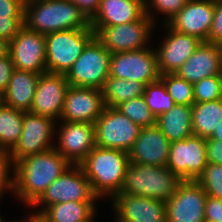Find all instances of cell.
<instances>
[{
	"label": "cell",
	"instance_id": "cell-7",
	"mask_svg": "<svg viewBox=\"0 0 222 222\" xmlns=\"http://www.w3.org/2000/svg\"><path fill=\"white\" fill-rule=\"evenodd\" d=\"M111 53L94 37L66 74L70 86L101 90L109 77Z\"/></svg>",
	"mask_w": 222,
	"mask_h": 222
},
{
	"label": "cell",
	"instance_id": "cell-24",
	"mask_svg": "<svg viewBox=\"0 0 222 222\" xmlns=\"http://www.w3.org/2000/svg\"><path fill=\"white\" fill-rule=\"evenodd\" d=\"M40 74L15 69L4 91L5 105L27 112L31 109Z\"/></svg>",
	"mask_w": 222,
	"mask_h": 222
},
{
	"label": "cell",
	"instance_id": "cell-35",
	"mask_svg": "<svg viewBox=\"0 0 222 222\" xmlns=\"http://www.w3.org/2000/svg\"><path fill=\"white\" fill-rule=\"evenodd\" d=\"M193 92L195 103L222 99V75L203 78L193 84Z\"/></svg>",
	"mask_w": 222,
	"mask_h": 222
},
{
	"label": "cell",
	"instance_id": "cell-40",
	"mask_svg": "<svg viewBox=\"0 0 222 222\" xmlns=\"http://www.w3.org/2000/svg\"><path fill=\"white\" fill-rule=\"evenodd\" d=\"M207 163L222 165V141L206 139Z\"/></svg>",
	"mask_w": 222,
	"mask_h": 222
},
{
	"label": "cell",
	"instance_id": "cell-26",
	"mask_svg": "<svg viewBox=\"0 0 222 222\" xmlns=\"http://www.w3.org/2000/svg\"><path fill=\"white\" fill-rule=\"evenodd\" d=\"M156 125L171 143L192 136V106L175 104L156 118Z\"/></svg>",
	"mask_w": 222,
	"mask_h": 222
},
{
	"label": "cell",
	"instance_id": "cell-34",
	"mask_svg": "<svg viewBox=\"0 0 222 222\" xmlns=\"http://www.w3.org/2000/svg\"><path fill=\"white\" fill-rule=\"evenodd\" d=\"M188 2L189 0H145L144 14L152 20L155 26L156 15H165L162 25L167 24Z\"/></svg>",
	"mask_w": 222,
	"mask_h": 222
},
{
	"label": "cell",
	"instance_id": "cell-9",
	"mask_svg": "<svg viewBox=\"0 0 222 222\" xmlns=\"http://www.w3.org/2000/svg\"><path fill=\"white\" fill-rule=\"evenodd\" d=\"M96 146L129 152L140 127L116 107H104L95 121Z\"/></svg>",
	"mask_w": 222,
	"mask_h": 222
},
{
	"label": "cell",
	"instance_id": "cell-42",
	"mask_svg": "<svg viewBox=\"0 0 222 222\" xmlns=\"http://www.w3.org/2000/svg\"><path fill=\"white\" fill-rule=\"evenodd\" d=\"M91 19L99 8L100 0H72Z\"/></svg>",
	"mask_w": 222,
	"mask_h": 222
},
{
	"label": "cell",
	"instance_id": "cell-31",
	"mask_svg": "<svg viewBox=\"0 0 222 222\" xmlns=\"http://www.w3.org/2000/svg\"><path fill=\"white\" fill-rule=\"evenodd\" d=\"M143 98L155 118L169 111L175 105L172 96L167 92L160 78L145 86Z\"/></svg>",
	"mask_w": 222,
	"mask_h": 222
},
{
	"label": "cell",
	"instance_id": "cell-1",
	"mask_svg": "<svg viewBox=\"0 0 222 222\" xmlns=\"http://www.w3.org/2000/svg\"><path fill=\"white\" fill-rule=\"evenodd\" d=\"M70 166L55 148L24 157L15 163L13 195L30 208Z\"/></svg>",
	"mask_w": 222,
	"mask_h": 222
},
{
	"label": "cell",
	"instance_id": "cell-25",
	"mask_svg": "<svg viewBox=\"0 0 222 222\" xmlns=\"http://www.w3.org/2000/svg\"><path fill=\"white\" fill-rule=\"evenodd\" d=\"M97 201H68L46 207L36 219L40 222L94 221Z\"/></svg>",
	"mask_w": 222,
	"mask_h": 222
},
{
	"label": "cell",
	"instance_id": "cell-41",
	"mask_svg": "<svg viewBox=\"0 0 222 222\" xmlns=\"http://www.w3.org/2000/svg\"><path fill=\"white\" fill-rule=\"evenodd\" d=\"M14 70L10 55L0 59V91L6 90Z\"/></svg>",
	"mask_w": 222,
	"mask_h": 222
},
{
	"label": "cell",
	"instance_id": "cell-15",
	"mask_svg": "<svg viewBox=\"0 0 222 222\" xmlns=\"http://www.w3.org/2000/svg\"><path fill=\"white\" fill-rule=\"evenodd\" d=\"M9 55L17 70L36 74L47 72L45 36L25 26L9 42Z\"/></svg>",
	"mask_w": 222,
	"mask_h": 222
},
{
	"label": "cell",
	"instance_id": "cell-43",
	"mask_svg": "<svg viewBox=\"0 0 222 222\" xmlns=\"http://www.w3.org/2000/svg\"><path fill=\"white\" fill-rule=\"evenodd\" d=\"M9 55V42L0 38V59Z\"/></svg>",
	"mask_w": 222,
	"mask_h": 222
},
{
	"label": "cell",
	"instance_id": "cell-6",
	"mask_svg": "<svg viewBox=\"0 0 222 222\" xmlns=\"http://www.w3.org/2000/svg\"><path fill=\"white\" fill-rule=\"evenodd\" d=\"M68 201H99L80 165H71L56 178L31 206L34 211L38 210L28 216L36 218L46 207Z\"/></svg>",
	"mask_w": 222,
	"mask_h": 222
},
{
	"label": "cell",
	"instance_id": "cell-20",
	"mask_svg": "<svg viewBox=\"0 0 222 222\" xmlns=\"http://www.w3.org/2000/svg\"><path fill=\"white\" fill-rule=\"evenodd\" d=\"M104 109L102 91L69 86L60 121L95 124Z\"/></svg>",
	"mask_w": 222,
	"mask_h": 222
},
{
	"label": "cell",
	"instance_id": "cell-27",
	"mask_svg": "<svg viewBox=\"0 0 222 222\" xmlns=\"http://www.w3.org/2000/svg\"><path fill=\"white\" fill-rule=\"evenodd\" d=\"M222 121V99L192 105L193 135L209 138Z\"/></svg>",
	"mask_w": 222,
	"mask_h": 222
},
{
	"label": "cell",
	"instance_id": "cell-30",
	"mask_svg": "<svg viewBox=\"0 0 222 222\" xmlns=\"http://www.w3.org/2000/svg\"><path fill=\"white\" fill-rule=\"evenodd\" d=\"M23 115V111L6 105L0 109V145L3 150L10 152L21 137Z\"/></svg>",
	"mask_w": 222,
	"mask_h": 222
},
{
	"label": "cell",
	"instance_id": "cell-36",
	"mask_svg": "<svg viewBox=\"0 0 222 222\" xmlns=\"http://www.w3.org/2000/svg\"><path fill=\"white\" fill-rule=\"evenodd\" d=\"M196 181L203 187L207 196L222 199V165L207 163Z\"/></svg>",
	"mask_w": 222,
	"mask_h": 222
},
{
	"label": "cell",
	"instance_id": "cell-21",
	"mask_svg": "<svg viewBox=\"0 0 222 222\" xmlns=\"http://www.w3.org/2000/svg\"><path fill=\"white\" fill-rule=\"evenodd\" d=\"M171 142L157 125L141 128L128 152L129 162L154 166H167Z\"/></svg>",
	"mask_w": 222,
	"mask_h": 222
},
{
	"label": "cell",
	"instance_id": "cell-5",
	"mask_svg": "<svg viewBox=\"0 0 222 222\" xmlns=\"http://www.w3.org/2000/svg\"><path fill=\"white\" fill-rule=\"evenodd\" d=\"M94 37L92 28L63 30L46 35L47 72L66 75Z\"/></svg>",
	"mask_w": 222,
	"mask_h": 222
},
{
	"label": "cell",
	"instance_id": "cell-22",
	"mask_svg": "<svg viewBox=\"0 0 222 222\" xmlns=\"http://www.w3.org/2000/svg\"><path fill=\"white\" fill-rule=\"evenodd\" d=\"M191 84L213 75H222V59L219 45L201 42L193 54L176 71Z\"/></svg>",
	"mask_w": 222,
	"mask_h": 222
},
{
	"label": "cell",
	"instance_id": "cell-2",
	"mask_svg": "<svg viewBox=\"0 0 222 222\" xmlns=\"http://www.w3.org/2000/svg\"><path fill=\"white\" fill-rule=\"evenodd\" d=\"M24 26L46 36L57 31L91 28V23L72 0H26Z\"/></svg>",
	"mask_w": 222,
	"mask_h": 222
},
{
	"label": "cell",
	"instance_id": "cell-19",
	"mask_svg": "<svg viewBox=\"0 0 222 222\" xmlns=\"http://www.w3.org/2000/svg\"><path fill=\"white\" fill-rule=\"evenodd\" d=\"M214 10L215 0H189L167 25L179 33L206 42L211 32Z\"/></svg>",
	"mask_w": 222,
	"mask_h": 222
},
{
	"label": "cell",
	"instance_id": "cell-48",
	"mask_svg": "<svg viewBox=\"0 0 222 222\" xmlns=\"http://www.w3.org/2000/svg\"><path fill=\"white\" fill-rule=\"evenodd\" d=\"M220 52H221V59H222V43L219 45Z\"/></svg>",
	"mask_w": 222,
	"mask_h": 222
},
{
	"label": "cell",
	"instance_id": "cell-11",
	"mask_svg": "<svg viewBox=\"0 0 222 222\" xmlns=\"http://www.w3.org/2000/svg\"><path fill=\"white\" fill-rule=\"evenodd\" d=\"M109 77L141 82L145 86L158 80L157 56L151 46L111 54Z\"/></svg>",
	"mask_w": 222,
	"mask_h": 222
},
{
	"label": "cell",
	"instance_id": "cell-10",
	"mask_svg": "<svg viewBox=\"0 0 222 222\" xmlns=\"http://www.w3.org/2000/svg\"><path fill=\"white\" fill-rule=\"evenodd\" d=\"M56 123L50 117L24 112L21 137L10 151L14 164L24 157L54 148Z\"/></svg>",
	"mask_w": 222,
	"mask_h": 222
},
{
	"label": "cell",
	"instance_id": "cell-18",
	"mask_svg": "<svg viewBox=\"0 0 222 222\" xmlns=\"http://www.w3.org/2000/svg\"><path fill=\"white\" fill-rule=\"evenodd\" d=\"M161 27L166 31V37H163V41L157 48H154L158 71L160 75L176 73L202 41L194 36L179 33L167 24H163Z\"/></svg>",
	"mask_w": 222,
	"mask_h": 222
},
{
	"label": "cell",
	"instance_id": "cell-13",
	"mask_svg": "<svg viewBox=\"0 0 222 222\" xmlns=\"http://www.w3.org/2000/svg\"><path fill=\"white\" fill-rule=\"evenodd\" d=\"M206 166V138L192 135L170 144L166 167L183 180L196 181Z\"/></svg>",
	"mask_w": 222,
	"mask_h": 222
},
{
	"label": "cell",
	"instance_id": "cell-12",
	"mask_svg": "<svg viewBox=\"0 0 222 222\" xmlns=\"http://www.w3.org/2000/svg\"><path fill=\"white\" fill-rule=\"evenodd\" d=\"M55 140L54 148L71 165H79L96 147L95 125L59 121V124L56 123Z\"/></svg>",
	"mask_w": 222,
	"mask_h": 222
},
{
	"label": "cell",
	"instance_id": "cell-46",
	"mask_svg": "<svg viewBox=\"0 0 222 222\" xmlns=\"http://www.w3.org/2000/svg\"><path fill=\"white\" fill-rule=\"evenodd\" d=\"M24 222H40V221H38L36 218H34V217H28V215H27V217L26 218H24Z\"/></svg>",
	"mask_w": 222,
	"mask_h": 222
},
{
	"label": "cell",
	"instance_id": "cell-14",
	"mask_svg": "<svg viewBox=\"0 0 222 222\" xmlns=\"http://www.w3.org/2000/svg\"><path fill=\"white\" fill-rule=\"evenodd\" d=\"M206 197V192L197 181L184 180L165 202L167 222H206Z\"/></svg>",
	"mask_w": 222,
	"mask_h": 222
},
{
	"label": "cell",
	"instance_id": "cell-29",
	"mask_svg": "<svg viewBox=\"0 0 222 222\" xmlns=\"http://www.w3.org/2000/svg\"><path fill=\"white\" fill-rule=\"evenodd\" d=\"M26 0H0V38L11 42L24 26Z\"/></svg>",
	"mask_w": 222,
	"mask_h": 222
},
{
	"label": "cell",
	"instance_id": "cell-33",
	"mask_svg": "<svg viewBox=\"0 0 222 222\" xmlns=\"http://www.w3.org/2000/svg\"><path fill=\"white\" fill-rule=\"evenodd\" d=\"M124 115L128 116L140 128L156 125V118L151 113L143 95L137 98L122 102L116 107Z\"/></svg>",
	"mask_w": 222,
	"mask_h": 222
},
{
	"label": "cell",
	"instance_id": "cell-16",
	"mask_svg": "<svg viewBox=\"0 0 222 222\" xmlns=\"http://www.w3.org/2000/svg\"><path fill=\"white\" fill-rule=\"evenodd\" d=\"M69 86L65 74L51 72L40 74L29 111L58 122Z\"/></svg>",
	"mask_w": 222,
	"mask_h": 222
},
{
	"label": "cell",
	"instance_id": "cell-44",
	"mask_svg": "<svg viewBox=\"0 0 222 222\" xmlns=\"http://www.w3.org/2000/svg\"><path fill=\"white\" fill-rule=\"evenodd\" d=\"M206 139H212V140H217V141H222V121L220 122V125L215 128V131L213 134Z\"/></svg>",
	"mask_w": 222,
	"mask_h": 222
},
{
	"label": "cell",
	"instance_id": "cell-8",
	"mask_svg": "<svg viewBox=\"0 0 222 222\" xmlns=\"http://www.w3.org/2000/svg\"><path fill=\"white\" fill-rule=\"evenodd\" d=\"M155 25L152 20L143 15L135 22L119 24L110 27H91L95 37L111 53L135 51L150 46V40Z\"/></svg>",
	"mask_w": 222,
	"mask_h": 222
},
{
	"label": "cell",
	"instance_id": "cell-23",
	"mask_svg": "<svg viewBox=\"0 0 222 222\" xmlns=\"http://www.w3.org/2000/svg\"><path fill=\"white\" fill-rule=\"evenodd\" d=\"M143 15L144 3L140 0H100L90 23L91 27H110L135 22Z\"/></svg>",
	"mask_w": 222,
	"mask_h": 222
},
{
	"label": "cell",
	"instance_id": "cell-4",
	"mask_svg": "<svg viewBox=\"0 0 222 222\" xmlns=\"http://www.w3.org/2000/svg\"><path fill=\"white\" fill-rule=\"evenodd\" d=\"M184 180L166 166L129 162L120 193L167 202Z\"/></svg>",
	"mask_w": 222,
	"mask_h": 222
},
{
	"label": "cell",
	"instance_id": "cell-28",
	"mask_svg": "<svg viewBox=\"0 0 222 222\" xmlns=\"http://www.w3.org/2000/svg\"><path fill=\"white\" fill-rule=\"evenodd\" d=\"M144 90L145 85L141 82L108 77L101 89L104 107H117L122 102L142 96Z\"/></svg>",
	"mask_w": 222,
	"mask_h": 222
},
{
	"label": "cell",
	"instance_id": "cell-39",
	"mask_svg": "<svg viewBox=\"0 0 222 222\" xmlns=\"http://www.w3.org/2000/svg\"><path fill=\"white\" fill-rule=\"evenodd\" d=\"M205 221L222 222V199L206 197L205 203Z\"/></svg>",
	"mask_w": 222,
	"mask_h": 222
},
{
	"label": "cell",
	"instance_id": "cell-38",
	"mask_svg": "<svg viewBox=\"0 0 222 222\" xmlns=\"http://www.w3.org/2000/svg\"><path fill=\"white\" fill-rule=\"evenodd\" d=\"M207 42L216 45H220L222 43V0H215L213 22Z\"/></svg>",
	"mask_w": 222,
	"mask_h": 222
},
{
	"label": "cell",
	"instance_id": "cell-17",
	"mask_svg": "<svg viewBox=\"0 0 222 222\" xmlns=\"http://www.w3.org/2000/svg\"><path fill=\"white\" fill-rule=\"evenodd\" d=\"M110 200L114 221L167 222L164 201L126 193H118Z\"/></svg>",
	"mask_w": 222,
	"mask_h": 222
},
{
	"label": "cell",
	"instance_id": "cell-37",
	"mask_svg": "<svg viewBox=\"0 0 222 222\" xmlns=\"http://www.w3.org/2000/svg\"><path fill=\"white\" fill-rule=\"evenodd\" d=\"M14 171L15 164L10 152L6 150L0 152V201L5 192L9 191V193H13Z\"/></svg>",
	"mask_w": 222,
	"mask_h": 222
},
{
	"label": "cell",
	"instance_id": "cell-45",
	"mask_svg": "<svg viewBox=\"0 0 222 222\" xmlns=\"http://www.w3.org/2000/svg\"><path fill=\"white\" fill-rule=\"evenodd\" d=\"M5 105L4 92L0 91V109Z\"/></svg>",
	"mask_w": 222,
	"mask_h": 222
},
{
	"label": "cell",
	"instance_id": "cell-49",
	"mask_svg": "<svg viewBox=\"0 0 222 222\" xmlns=\"http://www.w3.org/2000/svg\"><path fill=\"white\" fill-rule=\"evenodd\" d=\"M4 150H3V148L1 147V145H0V152H3Z\"/></svg>",
	"mask_w": 222,
	"mask_h": 222
},
{
	"label": "cell",
	"instance_id": "cell-47",
	"mask_svg": "<svg viewBox=\"0 0 222 222\" xmlns=\"http://www.w3.org/2000/svg\"><path fill=\"white\" fill-rule=\"evenodd\" d=\"M19 221H20V219L19 220H13V221H6V220H4V218L1 217V214H0V222H19Z\"/></svg>",
	"mask_w": 222,
	"mask_h": 222
},
{
	"label": "cell",
	"instance_id": "cell-32",
	"mask_svg": "<svg viewBox=\"0 0 222 222\" xmlns=\"http://www.w3.org/2000/svg\"><path fill=\"white\" fill-rule=\"evenodd\" d=\"M160 79L176 105L192 106L195 103L193 84L179 77L176 73L160 75Z\"/></svg>",
	"mask_w": 222,
	"mask_h": 222
},
{
	"label": "cell",
	"instance_id": "cell-3",
	"mask_svg": "<svg viewBox=\"0 0 222 222\" xmlns=\"http://www.w3.org/2000/svg\"><path fill=\"white\" fill-rule=\"evenodd\" d=\"M129 163L128 153L96 146L79 164L90 181L93 193L100 199L121 192Z\"/></svg>",
	"mask_w": 222,
	"mask_h": 222
}]
</instances>
